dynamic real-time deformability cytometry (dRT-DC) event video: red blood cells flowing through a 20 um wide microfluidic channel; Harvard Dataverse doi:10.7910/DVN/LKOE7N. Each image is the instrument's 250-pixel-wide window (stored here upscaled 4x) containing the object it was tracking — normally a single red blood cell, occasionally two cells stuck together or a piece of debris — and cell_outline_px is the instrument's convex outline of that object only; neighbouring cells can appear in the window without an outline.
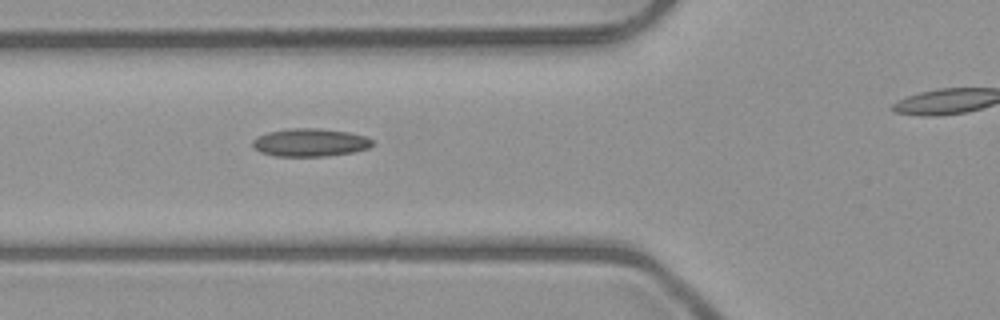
{"species": "common noctule bat (a hibernating species)", "species_latin": "Nyctalus noctula", "temperature_condition": "room temperature", "stored_images_in_passage": 3, "segment_of_instrument_passage": [1, 2], "camera_frame_rate_fps": 3000, "um_per_image_px": 0.085, "animal": {"sex": "male", "body_mass_g": 23.1, "forearm_length_mm": 52.7}, "frame": {"image": 1, "passage_image": 2, "time_ms": 1.0, "image_size_px": [1000, 320], "cell_outline_px": [[376, 144], [368, 148], [352, 152], [328, 156], [276, 156], [260, 152], [252, 144], [252, 140], [256, 136], [268, 132], [288, 128], [320, 128], [348, 132], [364, 136], [372, 140]], "centroid_in_image_um": [26.35, 12.1], "position_along_channel_um": 99.4, "area_um2": 19.59}}